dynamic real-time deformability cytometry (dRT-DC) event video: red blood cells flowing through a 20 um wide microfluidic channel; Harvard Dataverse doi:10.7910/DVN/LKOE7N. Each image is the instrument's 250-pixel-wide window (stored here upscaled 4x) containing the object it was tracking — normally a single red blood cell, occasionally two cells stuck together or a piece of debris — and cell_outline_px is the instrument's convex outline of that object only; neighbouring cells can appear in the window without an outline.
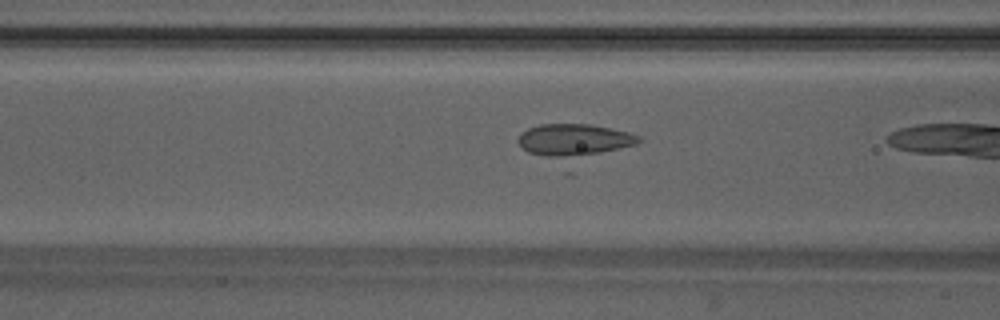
{"species": "Egyptian fruit bat (a non-hibernating species)", "species_latin": "Rousettus aegyptiacus", "temperature_condition": "warm", "stored_images_in_passage": 5, "camera_frame_rate_fps": 3000, "um_per_image_px": 0.085, "animal": {"sex": "male"}, "frame": {"image": 1, "passage_image": 4, "time_ms": 1.0, "image_size_px": [1000, 320], "cell_outline_px": [[644, 140], [572, 176], [568, 176], [528, 152], [516, 140], [520, 132], [528, 128], [540, 124], [588, 124], [628, 132], [640, 136]], "centroid_in_image_um": [48.86, 12.32], "position_along_channel_um": 117.7, "area_um2": 29.36}}